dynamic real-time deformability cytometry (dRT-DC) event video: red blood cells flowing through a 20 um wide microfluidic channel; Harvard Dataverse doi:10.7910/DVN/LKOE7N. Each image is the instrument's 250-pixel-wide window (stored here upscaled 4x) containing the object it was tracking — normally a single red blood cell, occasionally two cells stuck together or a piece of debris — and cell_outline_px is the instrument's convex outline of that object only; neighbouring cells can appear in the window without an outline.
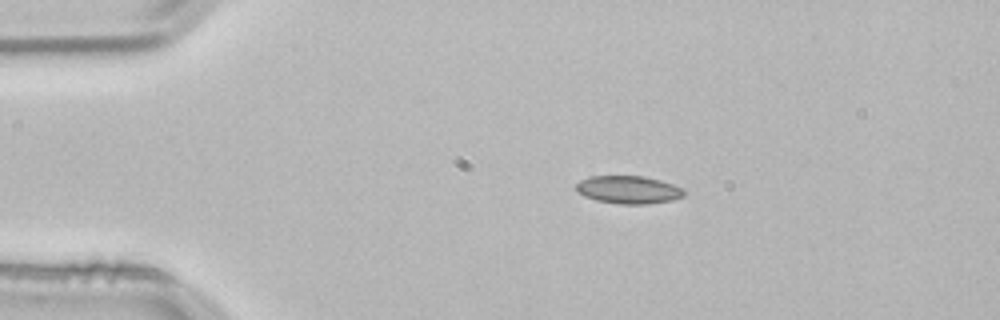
{"species": "common noctule bat (a hibernating species)", "species_latin": "Nyctalus noctula", "temperature_condition": "room temperature", "stored_images_in_passage": 44, "camera_frame_rate_fps": 3000, "um_per_image_px": 0.085, "animal": {"sex": "male", "body_mass_g": 21.5, "forearm_length_mm": 52.0}, "frame": {"image": 1, "passage_image": 1, "time_ms": 0.0, "image_size_px": [1000, 320], "cell_outline_px": [[684, 196], [672, 200], [644, 204], [620, 204], [596, 200], [584, 196], [576, 192], [576, 184], [580, 180], [588, 176], [644, 176], [660, 180], [684, 188]], "centroid_in_image_um": [53.4, 16.12], "position_along_channel_um": 31.6, "area_um2": 17.57}}
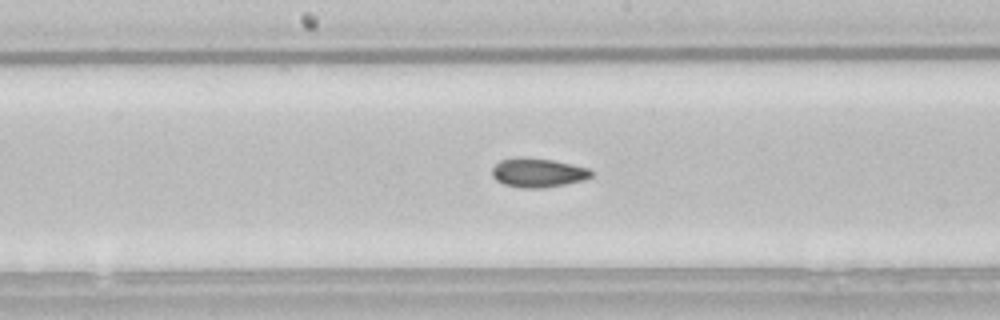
{"frame": {"image": 2, "passage_image": 18, "time_ms": 5.667, "image_size_px": [1000, 320], "cell_outline_px": [[592, 176], [584, 180], [544, 188], [520, 188], [504, 184], [496, 180], [492, 176], [492, 168], [500, 160], [516, 156], [528, 156], [552, 160], [572, 164], [588, 168], [592, 172]], "centroid_in_image_um": [45.69, 14.66], "position_along_channel_um": 202.5, "area_um2": 17.05}}
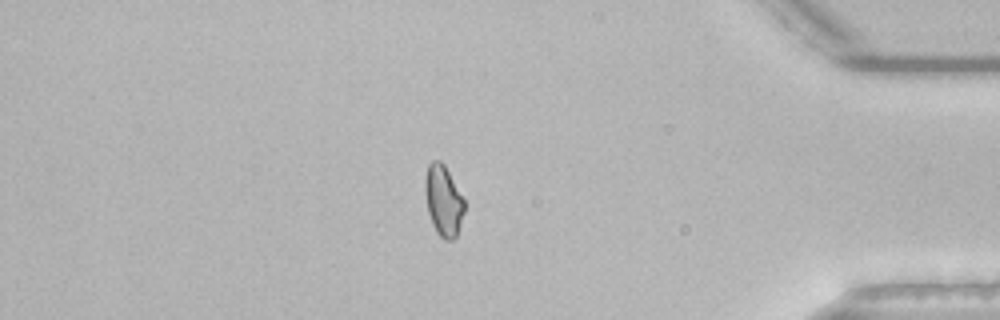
{"frame": {"image": 3, "passage_image": 36, "time_ms": 11.667, "image_size_px": [1000, 320], "cell_outline_px": [[464, 212], [456, 236], [452, 240], [444, 240], [436, 232], [432, 224], [428, 212], [424, 192], [424, 180], [428, 164], [432, 160], [440, 160], [444, 164], [464, 200]], "centroid_in_image_um": [37.66, 17.05], "position_along_channel_um": 397.5, "area_um2": 16.18}, "authors_computed_cell_mechanics": {"area_um2": 16.6753, "velocity_mm_per_s": 3.8399, "shape_relaxation_time_tau1_ms": null, "shape_relaxation_time_tau2_ms": 2.9389, "deformation_change_tau1": null, "deformation_change_tau2": 0.074}}